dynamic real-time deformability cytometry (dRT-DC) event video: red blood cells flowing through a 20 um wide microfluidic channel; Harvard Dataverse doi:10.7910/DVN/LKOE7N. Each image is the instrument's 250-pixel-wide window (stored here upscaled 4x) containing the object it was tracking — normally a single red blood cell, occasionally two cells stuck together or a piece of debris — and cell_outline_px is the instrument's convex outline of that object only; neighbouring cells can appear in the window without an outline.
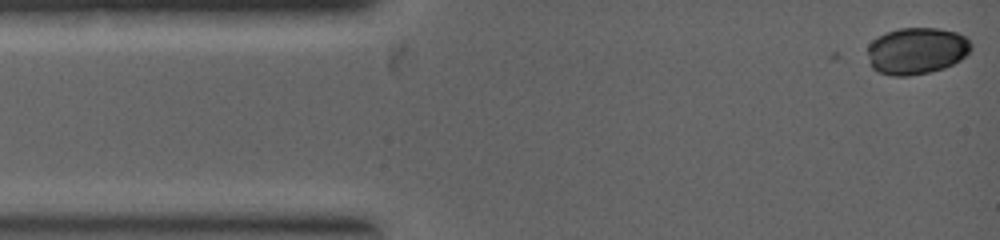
{"species": "common noctule bat (a hibernating species)", "species_latin": "Nyctalus noctula", "temperature_condition": "warm", "stored_images_in_passage": 6, "camera_frame_rate_fps": 5000, "um_per_image_px": 0.085, "animal": {"sex": "female", "body_mass_g": 19.0, "forearm_length_mm": 53.3}, "frame": {"image": 1, "passage_image": 1, "time_ms": 0.0, "image_size_px": [1000, 240], "cell_outline_px": [[972, 48], [960, 60], [944, 68], [928, 72], [908, 76], [892, 76], [880, 72], [872, 68], [868, 52], [868, 44], [872, 40], [888, 32], [900, 28], [936, 28], [956, 32], [964, 36], [972, 44]], "centroid_in_image_um": [77.91, 4.32], "position_along_channel_um": 7.1, "area_um2": 27.98}}